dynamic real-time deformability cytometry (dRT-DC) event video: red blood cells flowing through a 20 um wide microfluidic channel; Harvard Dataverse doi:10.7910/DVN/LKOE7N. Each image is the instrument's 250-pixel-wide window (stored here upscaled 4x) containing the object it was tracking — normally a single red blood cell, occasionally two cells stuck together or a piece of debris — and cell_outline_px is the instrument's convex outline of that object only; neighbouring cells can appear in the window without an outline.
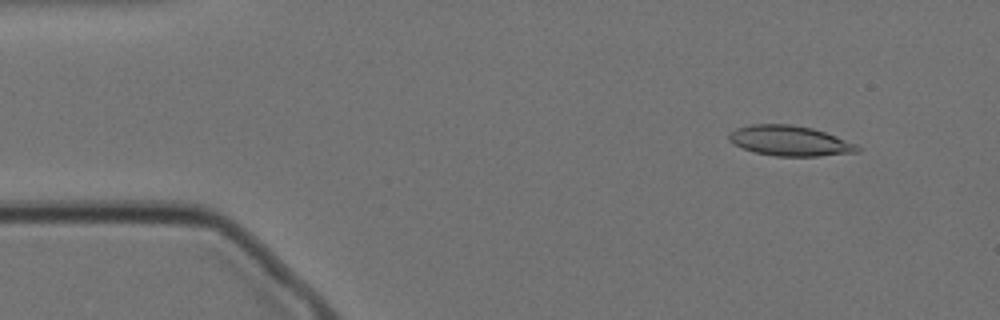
{"species": "Egyptian fruit bat (a non-hibernating species)", "species_latin": "Rousettus aegyptiacus", "temperature_condition": "cold", "stored_images_in_passage": 53, "camera_frame_rate_fps": 3000, "um_per_image_px": 0.085, "animal": {"sex": "female"}, "frame": {"image": 1, "passage_image": 1, "time_ms": 0.0, "image_size_px": [1000, 320], "cell_outline_px": [[864, 148], [860, 152], [820, 156], [776, 156], [756, 152], [732, 144], [728, 140], [728, 132], [736, 128], [752, 124], [788, 124], [812, 128], [836, 136], [856, 144]], "centroid_in_image_um": [67.14, 11.97], "position_along_channel_um": 17.9, "area_um2": 22.72}}
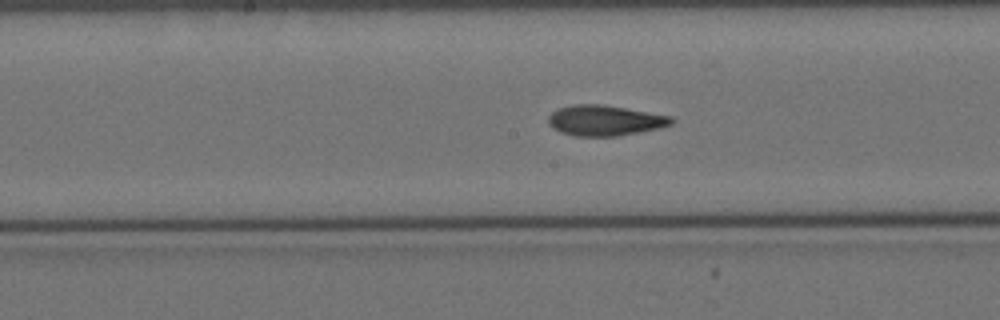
{"frame": {"image": 2, "passage_image": 23, "time_ms": 7.333, "image_size_px": [1000, 320], "cell_outline_px": [[676, 120], [672, 124], [656, 128], [616, 136], [576, 136], [560, 132], [552, 128], [548, 124], [548, 116], [552, 112], [560, 108], [572, 104], [604, 104], [672, 116]], "centroid_in_image_um": [51.39, 10.23], "position_along_channel_um": 196.8, "area_um2": 21.85}}
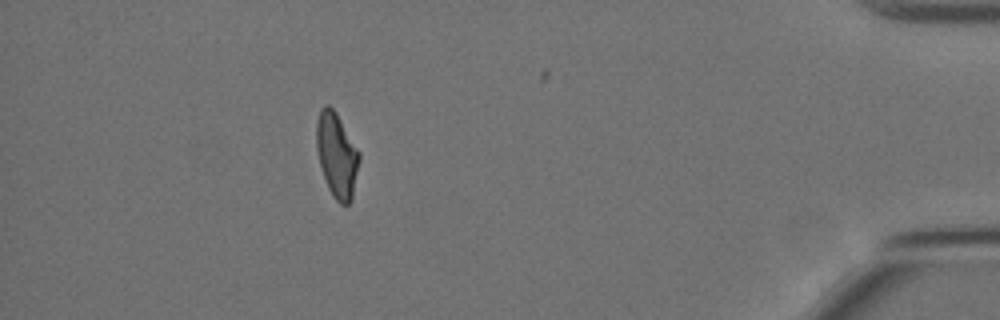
{"frame": {"image": 3, "passage_image": 46, "time_ms": 15.0, "image_size_px": [1000, 320], "cell_outline_px": [[360, 160], [352, 200], [348, 204], [340, 204], [332, 196], [328, 188], [320, 164], [316, 148], [316, 120], [320, 108], [324, 104], [328, 104], [336, 112], [360, 152]], "centroid_in_image_um": [28.62, 13.17], "position_along_channel_um": 406.6, "area_um2": 21.33}, "authors_computed_cell_mechanics": {"area_um2": 21.675, "velocity_mm_per_s": 3.5026, "shape_relaxation_time_tau1_ms": null, "shape_relaxation_time_tau2_ms": 3.4145, "deformation_change_tau1": null, "deformation_change_tau2": 0.1014}}